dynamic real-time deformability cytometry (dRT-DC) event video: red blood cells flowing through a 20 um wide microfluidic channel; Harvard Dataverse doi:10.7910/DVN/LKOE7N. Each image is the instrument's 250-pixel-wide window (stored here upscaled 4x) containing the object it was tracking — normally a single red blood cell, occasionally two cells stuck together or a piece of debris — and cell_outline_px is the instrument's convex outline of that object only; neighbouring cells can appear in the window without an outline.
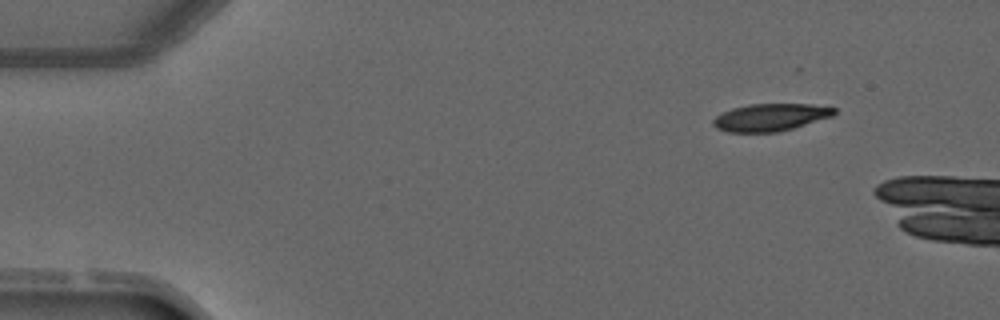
{"species": "common noctule bat (a hibernating species)", "species_latin": "Nyctalus noctula", "temperature_condition": "warm", "stored_images_in_passage": 2, "camera_frame_rate_fps": 3000, "um_per_image_px": 0.085, "animal": {"sex": "male", "forearm_length_mm": 52.5}, "frame": {"image": 1, "passage_image": 1, "time_ms": 0.0, "image_size_px": [1000, 320], "cell_outline_px": [[836, 112], [832, 116], [780, 132], [728, 132], [716, 128], [712, 124], [712, 120], [716, 116], [732, 108], [748, 104], [812, 104], [836, 108]], "centroid_in_image_um": [65.47, 9.97], "position_along_channel_um": 19.5, "area_um2": 19.31}}